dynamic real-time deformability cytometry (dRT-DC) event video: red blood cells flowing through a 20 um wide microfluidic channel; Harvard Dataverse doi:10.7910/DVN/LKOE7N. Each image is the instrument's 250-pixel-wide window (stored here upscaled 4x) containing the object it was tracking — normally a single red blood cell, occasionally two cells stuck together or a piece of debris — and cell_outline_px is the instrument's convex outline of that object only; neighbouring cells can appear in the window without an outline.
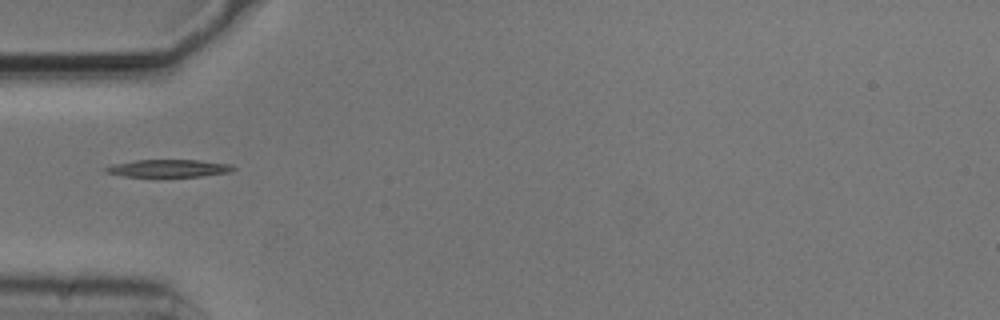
{"species": "common noctule bat (a hibernating species)", "species_latin": "Nyctalus noctula", "temperature_condition": "cold", "stored_images_in_passage": 7, "camera_frame_rate_fps": 3000, "um_per_image_px": 0.085, "animal": {"sex": "male", "body_mass_g": 20.5, "forearm_length_mm": 52.5}, "frame": {"image": 1, "passage_image": 4, "time_ms": 1.0, "image_size_px": [1000, 320], "cell_outline_px": [[236, 168], [232, 172], [200, 176], [156, 180], [120, 176], [104, 172], [104, 168], [112, 164], [136, 160], [200, 160], [232, 164]], "centroid_in_image_um": [14.27, 14.36], "position_along_channel_um": 70.7, "area_um2": 14.22}}
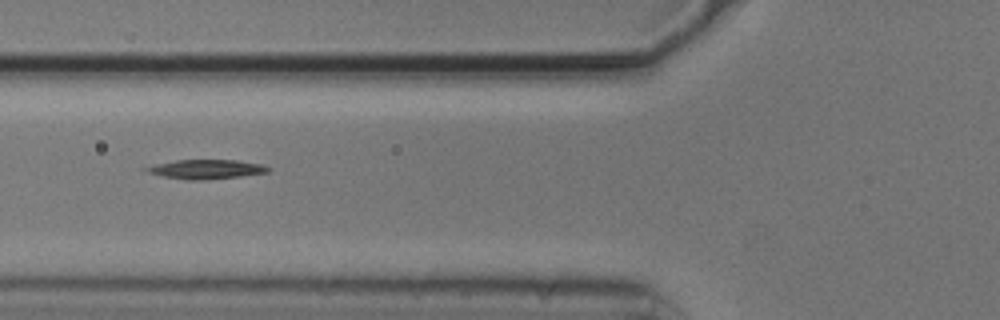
{"frame": {"image": 2, "passage_image": 5, "time_ms": 1.333, "image_size_px": [1000, 320], "cell_outline_px": [[272, 168], [268, 172], [240, 176], [204, 180], [188, 180], [164, 176], [148, 172], [140, 168], [156, 164], [176, 160], [236, 160], [264, 164]], "centroid_in_image_um": [17.54, 14.38], "position_along_channel_um": 108.3, "area_um2": 13.7}}
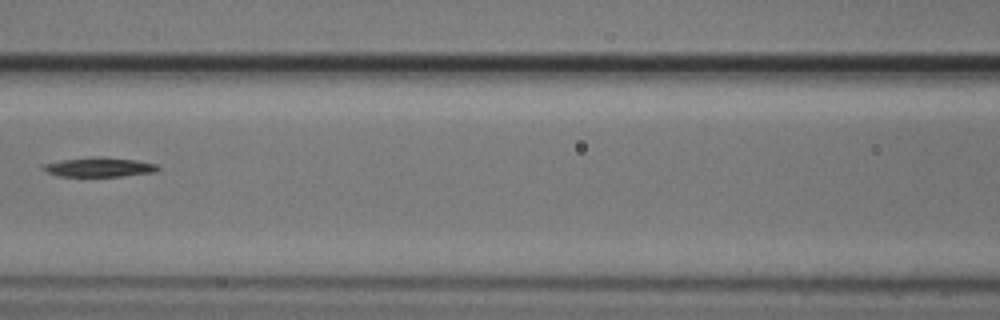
{"frame": {"image": 3, "passage_image": 6, "time_ms": 1.667, "image_size_px": [1000, 320], "cell_outline_px": [[160, 168], [156, 172], [120, 176], [56, 176], [40, 168], [40, 164], [64, 160], [100, 156], [136, 160], [156, 164]], "centroid_in_image_um": [8.41, 14.21], "position_along_channel_um": 158.2, "area_um2": 12.95}}